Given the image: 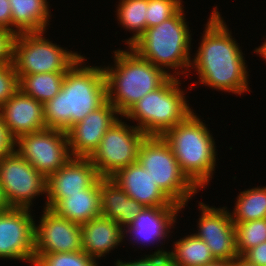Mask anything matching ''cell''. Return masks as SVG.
<instances>
[{
  "mask_svg": "<svg viewBox=\"0 0 266 266\" xmlns=\"http://www.w3.org/2000/svg\"><path fill=\"white\" fill-rule=\"evenodd\" d=\"M84 60V57L80 58L65 73L60 92L43 104L47 128L66 132L107 102L103 68L82 67Z\"/></svg>",
  "mask_w": 266,
  "mask_h": 266,
  "instance_id": "7a4b0ae2",
  "label": "cell"
},
{
  "mask_svg": "<svg viewBox=\"0 0 266 266\" xmlns=\"http://www.w3.org/2000/svg\"><path fill=\"white\" fill-rule=\"evenodd\" d=\"M115 114L119 115L118 111L107 101L82 121L72 125L66 131L70 155L89 158L98 148L106 131L118 120Z\"/></svg>",
  "mask_w": 266,
  "mask_h": 266,
  "instance_id": "9a60e30c",
  "label": "cell"
},
{
  "mask_svg": "<svg viewBox=\"0 0 266 266\" xmlns=\"http://www.w3.org/2000/svg\"><path fill=\"white\" fill-rule=\"evenodd\" d=\"M199 204L202 214L198 221V233L194 235L207 244L216 260L233 261L239 255L231 213L224 207H209L202 202Z\"/></svg>",
  "mask_w": 266,
  "mask_h": 266,
  "instance_id": "5bb4252c",
  "label": "cell"
},
{
  "mask_svg": "<svg viewBox=\"0 0 266 266\" xmlns=\"http://www.w3.org/2000/svg\"><path fill=\"white\" fill-rule=\"evenodd\" d=\"M16 34L11 29L0 27V64L13 62V44Z\"/></svg>",
  "mask_w": 266,
  "mask_h": 266,
  "instance_id": "d6a6232c",
  "label": "cell"
},
{
  "mask_svg": "<svg viewBox=\"0 0 266 266\" xmlns=\"http://www.w3.org/2000/svg\"><path fill=\"white\" fill-rule=\"evenodd\" d=\"M18 90V76L13 63L0 64V106Z\"/></svg>",
  "mask_w": 266,
  "mask_h": 266,
  "instance_id": "4dcf8cb0",
  "label": "cell"
},
{
  "mask_svg": "<svg viewBox=\"0 0 266 266\" xmlns=\"http://www.w3.org/2000/svg\"><path fill=\"white\" fill-rule=\"evenodd\" d=\"M40 224L35 226L34 255L82 250L81 225L44 207Z\"/></svg>",
  "mask_w": 266,
  "mask_h": 266,
  "instance_id": "4fadbf2b",
  "label": "cell"
},
{
  "mask_svg": "<svg viewBox=\"0 0 266 266\" xmlns=\"http://www.w3.org/2000/svg\"><path fill=\"white\" fill-rule=\"evenodd\" d=\"M44 31L17 34L13 44V65L18 78L50 72H67L80 58L45 37Z\"/></svg>",
  "mask_w": 266,
  "mask_h": 266,
  "instance_id": "ba28073f",
  "label": "cell"
},
{
  "mask_svg": "<svg viewBox=\"0 0 266 266\" xmlns=\"http://www.w3.org/2000/svg\"><path fill=\"white\" fill-rule=\"evenodd\" d=\"M30 209L7 207L0 211V258L34 263L35 221Z\"/></svg>",
  "mask_w": 266,
  "mask_h": 266,
  "instance_id": "7c38bea8",
  "label": "cell"
},
{
  "mask_svg": "<svg viewBox=\"0 0 266 266\" xmlns=\"http://www.w3.org/2000/svg\"><path fill=\"white\" fill-rule=\"evenodd\" d=\"M181 2V0H148L146 29L174 16L182 8Z\"/></svg>",
  "mask_w": 266,
  "mask_h": 266,
  "instance_id": "f546056e",
  "label": "cell"
},
{
  "mask_svg": "<svg viewBox=\"0 0 266 266\" xmlns=\"http://www.w3.org/2000/svg\"><path fill=\"white\" fill-rule=\"evenodd\" d=\"M116 266H173L171 262L170 255L167 251L157 250L153 255H147L141 260H136L132 262H122L120 260L116 261Z\"/></svg>",
  "mask_w": 266,
  "mask_h": 266,
  "instance_id": "1f68e13d",
  "label": "cell"
},
{
  "mask_svg": "<svg viewBox=\"0 0 266 266\" xmlns=\"http://www.w3.org/2000/svg\"><path fill=\"white\" fill-rule=\"evenodd\" d=\"M148 0H121L117 9L120 24L134 35L127 39L129 47L146 31Z\"/></svg>",
  "mask_w": 266,
  "mask_h": 266,
  "instance_id": "4316f807",
  "label": "cell"
},
{
  "mask_svg": "<svg viewBox=\"0 0 266 266\" xmlns=\"http://www.w3.org/2000/svg\"><path fill=\"white\" fill-rule=\"evenodd\" d=\"M255 52L257 54L259 53V55H261L266 60V42H264L261 47L256 48Z\"/></svg>",
  "mask_w": 266,
  "mask_h": 266,
  "instance_id": "f35d334b",
  "label": "cell"
},
{
  "mask_svg": "<svg viewBox=\"0 0 266 266\" xmlns=\"http://www.w3.org/2000/svg\"><path fill=\"white\" fill-rule=\"evenodd\" d=\"M174 251H169L173 266H203L216 259L207 244L194 234L174 243Z\"/></svg>",
  "mask_w": 266,
  "mask_h": 266,
  "instance_id": "cb8c5ba5",
  "label": "cell"
},
{
  "mask_svg": "<svg viewBox=\"0 0 266 266\" xmlns=\"http://www.w3.org/2000/svg\"><path fill=\"white\" fill-rule=\"evenodd\" d=\"M161 137L187 178L197 188H204L216 165L215 142L206 125L192 112Z\"/></svg>",
  "mask_w": 266,
  "mask_h": 266,
  "instance_id": "277c9868",
  "label": "cell"
},
{
  "mask_svg": "<svg viewBox=\"0 0 266 266\" xmlns=\"http://www.w3.org/2000/svg\"><path fill=\"white\" fill-rule=\"evenodd\" d=\"M137 162L149 172L157 186L184 208L197 187L182 172L169 145L161 136H146L138 150Z\"/></svg>",
  "mask_w": 266,
  "mask_h": 266,
  "instance_id": "52a82bcc",
  "label": "cell"
},
{
  "mask_svg": "<svg viewBox=\"0 0 266 266\" xmlns=\"http://www.w3.org/2000/svg\"><path fill=\"white\" fill-rule=\"evenodd\" d=\"M124 234L123 227L100 215L81 224L82 250L96 260L115 249Z\"/></svg>",
  "mask_w": 266,
  "mask_h": 266,
  "instance_id": "d6986e66",
  "label": "cell"
},
{
  "mask_svg": "<svg viewBox=\"0 0 266 266\" xmlns=\"http://www.w3.org/2000/svg\"><path fill=\"white\" fill-rule=\"evenodd\" d=\"M35 266H97L96 260L83 250L78 252H61L35 254Z\"/></svg>",
  "mask_w": 266,
  "mask_h": 266,
  "instance_id": "f1b7e54d",
  "label": "cell"
},
{
  "mask_svg": "<svg viewBox=\"0 0 266 266\" xmlns=\"http://www.w3.org/2000/svg\"><path fill=\"white\" fill-rule=\"evenodd\" d=\"M16 139L4 124L0 115V160L15 152Z\"/></svg>",
  "mask_w": 266,
  "mask_h": 266,
  "instance_id": "836d02e7",
  "label": "cell"
},
{
  "mask_svg": "<svg viewBox=\"0 0 266 266\" xmlns=\"http://www.w3.org/2000/svg\"><path fill=\"white\" fill-rule=\"evenodd\" d=\"M182 7L174 16L146 31L130 46L141 58L164 69L191 66V35ZM165 67V68H164Z\"/></svg>",
  "mask_w": 266,
  "mask_h": 266,
  "instance_id": "5b68a950",
  "label": "cell"
},
{
  "mask_svg": "<svg viewBox=\"0 0 266 266\" xmlns=\"http://www.w3.org/2000/svg\"><path fill=\"white\" fill-rule=\"evenodd\" d=\"M16 151L46 179L61 168L70 155L67 132L46 128L16 139Z\"/></svg>",
  "mask_w": 266,
  "mask_h": 266,
  "instance_id": "8fae6325",
  "label": "cell"
},
{
  "mask_svg": "<svg viewBox=\"0 0 266 266\" xmlns=\"http://www.w3.org/2000/svg\"><path fill=\"white\" fill-rule=\"evenodd\" d=\"M232 213L233 222H248L266 218V186L239 193Z\"/></svg>",
  "mask_w": 266,
  "mask_h": 266,
  "instance_id": "484cf974",
  "label": "cell"
},
{
  "mask_svg": "<svg viewBox=\"0 0 266 266\" xmlns=\"http://www.w3.org/2000/svg\"><path fill=\"white\" fill-rule=\"evenodd\" d=\"M7 206H6V202L3 198V195H2V192H1V186H0V211L3 210V209H6Z\"/></svg>",
  "mask_w": 266,
  "mask_h": 266,
  "instance_id": "ab89813d",
  "label": "cell"
},
{
  "mask_svg": "<svg viewBox=\"0 0 266 266\" xmlns=\"http://www.w3.org/2000/svg\"><path fill=\"white\" fill-rule=\"evenodd\" d=\"M179 211L181 206L145 207L128 226H125L128 228L126 232L130 235L132 233L137 242L139 240L143 243L158 240L160 242L161 238L167 237Z\"/></svg>",
  "mask_w": 266,
  "mask_h": 266,
  "instance_id": "ffe728a7",
  "label": "cell"
},
{
  "mask_svg": "<svg viewBox=\"0 0 266 266\" xmlns=\"http://www.w3.org/2000/svg\"><path fill=\"white\" fill-rule=\"evenodd\" d=\"M233 266H257V265L250 264L242 256H238L236 259L233 260Z\"/></svg>",
  "mask_w": 266,
  "mask_h": 266,
  "instance_id": "8d00e7d4",
  "label": "cell"
},
{
  "mask_svg": "<svg viewBox=\"0 0 266 266\" xmlns=\"http://www.w3.org/2000/svg\"><path fill=\"white\" fill-rule=\"evenodd\" d=\"M52 210L80 225L100 216V177L88 189L68 194Z\"/></svg>",
  "mask_w": 266,
  "mask_h": 266,
  "instance_id": "7402d4cb",
  "label": "cell"
},
{
  "mask_svg": "<svg viewBox=\"0 0 266 266\" xmlns=\"http://www.w3.org/2000/svg\"><path fill=\"white\" fill-rule=\"evenodd\" d=\"M145 208L130 198L112 178H100V214L125 229Z\"/></svg>",
  "mask_w": 266,
  "mask_h": 266,
  "instance_id": "44dd1931",
  "label": "cell"
},
{
  "mask_svg": "<svg viewBox=\"0 0 266 266\" xmlns=\"http://www.w3.org/2000/svg\"><path fill=\"white\" fill-rule=\"evenodd\" d=\"M146 135L136 126L117 120L89 157L100 178H111L120 169L137 162L138 150Z\"/></svg>",
  "mask_w": 266,
  "mask_h": 266,
  "instance_id": "9c48e42d",
  "label": "cell"
},
{
  "mask_svg": "<svg viewBox=\"0 0 266 266\" xmlns=\"http://www.w3.org/2000/svg\"><path fill=\"white\" fill-rule=\"evenodd\" d=\"M15 34L46 31L49 22L47 0H9Z\"/></svg>",
  "mask_w": 266,
  "mask_h": 266,
  "instance_id": "603a6c76",
  "label": "cell"
},
{
  "mask_svg": "<svg viewBox=\"0 0 266 266\" xmlns=\"http://www.w3.org/2000/svg\"><path fill=\"white\" fill-rule=\"evenodd\" d=\"M0 27L11 29L15 33L12 28V13L9 0H0Z\"/></svg>",
  "mask_w": 266,
  "mask_h": 266,
  "instance_id": "d590c367",
  "label": "cell"
},
{
  "mask_svg": "<svg viewBox=\"0 0 266 266\" xmlns=\"http://www.w3.org/2000/svg\"><path fill=\"white\" fill-rule=\"evenodd\" d=\"M203 266H233V261L228 260H216L210 264L203 265Z\"/></svg>",
  "mask_w": 266,
  "mask_h": 266,
  "instance_id": "74e56055",
  "label": "cell"
},
{
  "mask_svg": "<svg viewBox=\"0 0 266 266\" xmlns=\"http://www.w3.org/2000/svg\"><path fill=\"white\" fill-rule=\"evenodd\" d=\"M65 73L50 72L22 75L18 78L19 90L44 104L60 92Z\"/></svg>",
  "mask_w": 266,
  "mask_h": 266,
  "instance_id": "d4e9b609",
  "label": "cell"
},
{
  "mask_svg": "<svg viewBox=\"0 0 266 266\" xmlns=\"http://www.w3.org/2000/svg\"><path fill=\"white\" fill-rule=\"evenodd\" d=\"M47 179L17 151L0 160V186L6 206L29 209L32 200L46 193Z\"/></svg>",
  "mask_w": 266,
  "mask_h": 266,
  "instance_id": "30bf717a",
  "label": "cell"
},
{
  "mask_svg": "<svg viewBox=\"0 0 266 266\" xmlns=\"http://www.w3.org/2000/svg\"><path fill=\"white\" fill-rule=\"evenodd\" d=\"M126 194L145 207L180 206L173 203L138 162L111 177Z\"/></svg>",
  "mask_w": 266,
  "mask_h": 266,
  "instance_id": "ac0fdd59",
  "label": "cell"
},
{
  "mask_svg": "<svg viewBox=\"0 0 266 266\" xmlns=\"http://www.w3.org/2000/svg\"><path fill=\"white\" fill-rule=\"evenodd\" d=\"M221 18L215 8L191 65L195 66L203 85L240 95L249 89L247 66L242 51Z\"/></svg>",
  "mask_w": 266,
  "mask_h": 266,
  "instance_id": "6da1fadb",
  "label": "cell"
},
{
  "mask_svg": "<svg viewBox=\"0 0 266 266\" xmlns=\"http://www.w3.org/2000/svg\"><path fill=\"white\" fill-rule=\"evenodd\" d=\"M99 178L89 158L72 157L47 178L46 208L53 209L68 194L88 189Z\"/></svg>",
  "mask_w": 266,
  "mask_h": 266,
  "instance_id": "2e32d148",
  "label": "cell"
},
{
  "mask_svg": "<svg viewBox=\"0 0 266 266\" xmlns=\"http://www.w3.org/2000/svg\"><path fill=\"white\" fill-rule=\"evenodd\" d=\"M114 51V68H103L107 101L124 115L147 93L159 88L173 74L141 58L133 49ZM114 91V92H113Z\"/></svg>",
  "mask_w": 266,
  "mask_h": 266,
  "instance_id": "3957f363",
  "label": "cell"
},
{
  "mask_svg": "<svg viewBox=\"0 0 266 266\" xmlns=\"http://www.w3.org/2000/svg\"><path fill=\"white\" fill-rule=\"evenodd\" d=\"M178 77L170 76L159 88L147 93L123 116L138 121L146 136H162L183 122L193 111L180 90Z\"/></svg>",
  "mask_w": 266,
  "mask_h": 266,
  "instance_id": "8992f818",
  "label": "cell"
},
{
  "mask_svg": "<svg viewBox=\"0 0 266 266\" xmlns=\"http://www.w3.org/2000/svg\"><path fill=\"white\" fill-rule=\"evenodd\" d=\"M233 223L239 256H243L249 249L266 241V218Z\"/></svg>",
  "mask_w": 266,
  "mask_h": 266,
  "instance_id": "83f0119b",
  "label": "cell"
},
{
  "mask_svg": "<svg viewBox=\"0 0 266 266\" xmlns=\"http://www.w3.org/2000/svg\"><path fill=\"white\" fill-rule=\"evenodd\" d=\"M0 115L15 139L47 128L43 103L20 90L0 106Z\"/></svg>",
  "mask_w": 266,
  "mask_h": 266,
  "instance_id": "e0dca14e",
  "label": "cell"
},
{
  "mask_svg": "<svg viewBox=\"0 0 266 266\" xmlns=\"http://www.w3.org/2000/svg\"><path fill=\"white\" fill-rule=\"evenodd\" d=\"M242 257L250 264L266 266V241L249 249Z\"/></svg>",
  "mask_w": 266,
  "mask_h": 266,
  "instance_id": "e575fe53",
  "label": "cell"
}]
</instances>
